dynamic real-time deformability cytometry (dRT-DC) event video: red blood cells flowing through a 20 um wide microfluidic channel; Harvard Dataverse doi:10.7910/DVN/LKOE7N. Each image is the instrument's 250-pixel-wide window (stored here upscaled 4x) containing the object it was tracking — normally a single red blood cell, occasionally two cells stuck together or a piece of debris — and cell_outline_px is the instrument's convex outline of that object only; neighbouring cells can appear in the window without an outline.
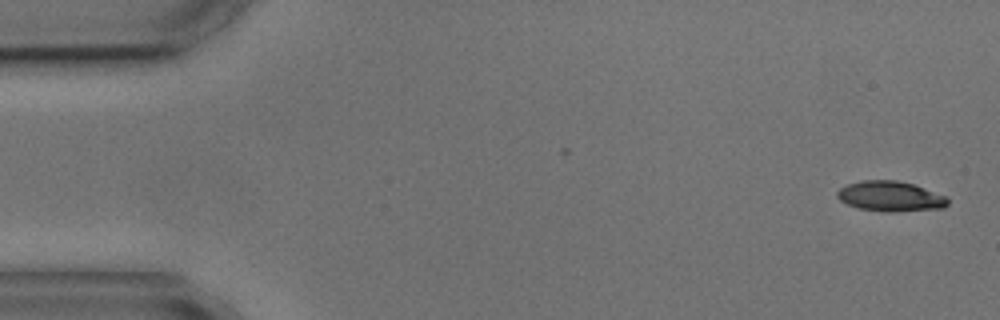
{"species": "common noctule bat (a hibernating species)", "species_latin": "Nyctalus noctula", "temperature_condition": "cold", "stored_images_in_passage": 6, "camera_frame_rate_fps": 3000, "um_per_image_px": 0.085, "animal": {"sex": "male", "body_mass_g": 17.9, "forearm_length_mm": 54.2}, "frame": {"image": 1, "passage_image": 1, "time_ms": 0.0, "image_size_px": [1000, 320], "cell_outline_px": [[948, 204], [944, 208], [892, 212], [884, 212], [860, 208], [848, 204], [840, 200], [836, 196], [836, 192], [840, 188], [848, 184], [860, 180], [896, 180], [912, 184], [948, 196]], "centroid_in_image_um": [75.69, 16.68], "position_along_channel_um": 9.3, "area_um2": 19.48}}
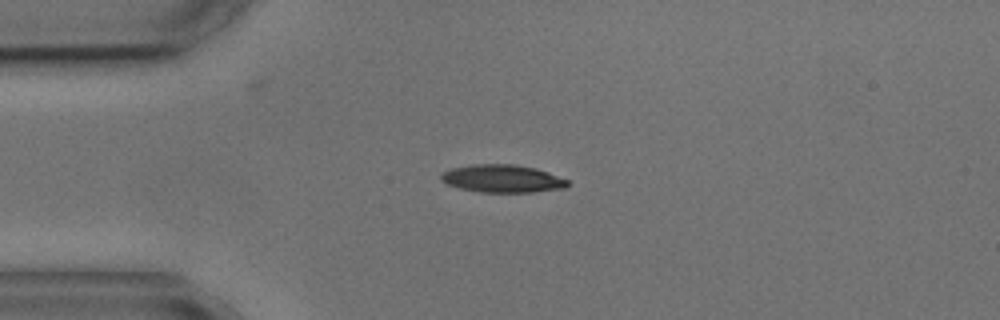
{"frame": {"image": 2, "passage_image": 4, "time_ms": 3.667, "image_size_px": [1000, 320], "cell_outline_px": [[568, 184], [564, 188], [532, 192], [480, 192], [460, 188], [448, 184], [440, 180], [440, 176], [444, 172], [452, 168], [472, 164], [512, 164], [536, 168], [548, 172], [568, 180]], "centroid_in_image_um": [42.69, 15.18], "position_along_channel_um": 42.3, "area_um2": 20.35}}